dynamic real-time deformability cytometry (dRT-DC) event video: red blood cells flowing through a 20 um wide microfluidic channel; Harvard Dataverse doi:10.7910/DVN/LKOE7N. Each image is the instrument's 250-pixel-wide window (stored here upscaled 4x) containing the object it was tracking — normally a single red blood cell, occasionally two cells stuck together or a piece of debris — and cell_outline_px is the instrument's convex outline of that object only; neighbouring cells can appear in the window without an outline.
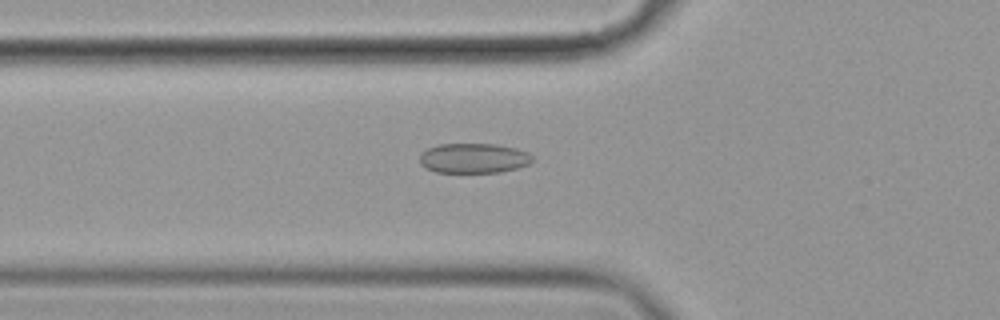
{"species": "common noctule bat (a hibernating species)", "species_latin": "Nyctalus noctula", "temperature_condition": "cold", "stored_images_in_passage": 58, "camera_frame_rate_fps": 3000, "um_per_image_px": 0.085, "animal": {"sex": "female", "body_mass_g": 19.9}, "frame": {"image": 1, "passage_image": 21, "time_ms": 6.667, "image_size_px": [1000, 320], "cell_outline_px": [[532, 160], [528, 164], [520, 168], [500, 172], [436, 172], [420, 164], [420, 152], [428, 148], [440, 144], [496, 144], [516, 148], [528, 152], [532, 156]], "centroid_in_image_um": [40.27, 13.44], "position_along_channel_um": 85.5, "area_um2": 19.65}}
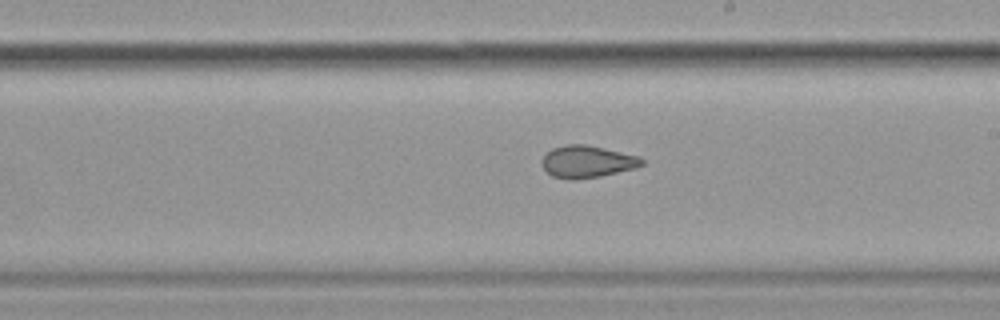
{"frame": {"image": 2, "passage_image": 34, "time_ms": 11.0, "image_size_px": [1000, 320], "cell_outline_px": [[644, 164], [636, 168], [600, 176], [576, 180], [568, 180], [552, 176], [540, 164], [540, 160], [552, 148], [568, 144], [588, 144], [640, 156], [644, 160]], "centroid_in_image_um": [49.91, 13.74], "position_along_channel_um": 239.1, "area_um2": 18.96}}
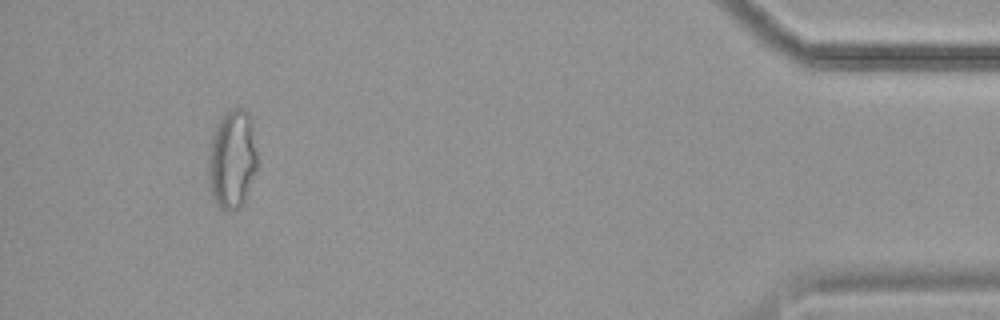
{"frame": {"image": 3, "passage_image": 54, "time_ms": 17.667, "image_size_px": [1000, 320], "cell_outline_px": [[256, 168], [244, 200], [240, 208], [232, 212], [228, 212], [220, 208], [216, 204], [212, 196], [208, 180], [208, 156], [212, 136], [216, 124], [224, 112], [228, 108], [244, 108], [252, 120], [256, 152]], "centroid_in_image_um": [19.71, 13.52], "position_along_channel_um": 415.5, "area_um2": 28.44}, "authors_computed_cell_mechanics": {"area_um2": 21.9929, "velocity_mm_per_s": 3.5317, "shape_relaxation_time_tau1_ms": null, "shape_relaxation_time_tau2_ms": 1.9335, "deformation_change_tau1": null, "deformation_change_tau2": 0.0773}}